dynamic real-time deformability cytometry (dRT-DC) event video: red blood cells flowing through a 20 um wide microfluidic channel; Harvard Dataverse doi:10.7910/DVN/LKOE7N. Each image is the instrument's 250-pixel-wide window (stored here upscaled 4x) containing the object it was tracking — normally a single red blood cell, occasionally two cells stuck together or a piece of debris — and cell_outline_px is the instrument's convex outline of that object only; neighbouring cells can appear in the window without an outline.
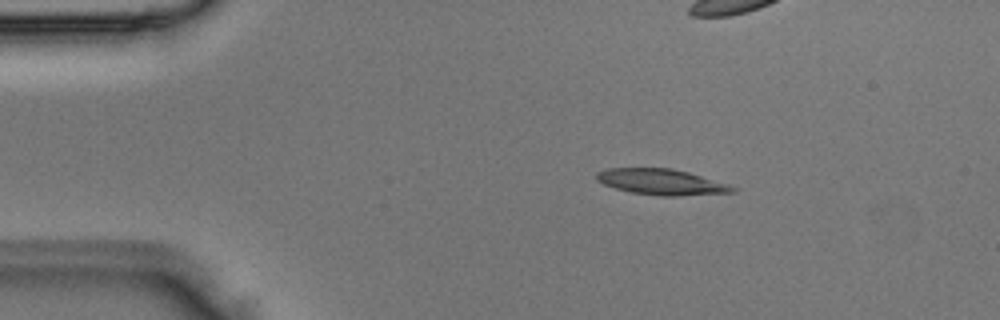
{"species": "Egyptian fruit bat (a non-hibernating species)", "species_latin": "Rousettus aegyptiacus", "temperature_condition": "room temperature", "stored_images_in_passage": 5, "camera_frame_rate_fps": 3000, "um_per_image_px": 0.085, "animal": {"sex": "male"}, "frame": {"image": 1, "passage_image": 1, "time_ms": 0.0, "image_size_px": [1000, 320], "cell_outline_px": [[736, 192], [676, 196], [664, 196], [632, 192], [616, 188], [604, 184], [596, 180], [596, 172], [604, 168], [672, 168], [688, 172], [728, 184], [736, 188]], "centroid_in_image_um": [56.2, 15.45], "position_along_channel_um": 28.8, "area_um2": 20.35}}
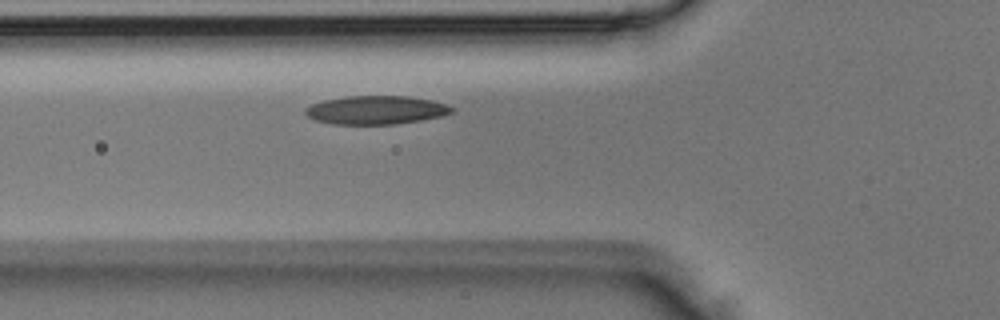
{"frame": {"image": 2, "passage_image": 5, "time_ms": 1.333, "image_size_px": [1000, 320], "cell_outline_px": [[456, 108], [452, 112], [444, 116], [396, 124], [332, 124], [316, 120], [308, 116], [304, 112], [304, 108], [312, 104], [324, 100], [348, 96], [408, 96], [432, 100], [448, 104]], "centroid_in_image_um": [32.0, 9.35], "position_along_channel_um": 93.8, "area_um2": 24.45}}